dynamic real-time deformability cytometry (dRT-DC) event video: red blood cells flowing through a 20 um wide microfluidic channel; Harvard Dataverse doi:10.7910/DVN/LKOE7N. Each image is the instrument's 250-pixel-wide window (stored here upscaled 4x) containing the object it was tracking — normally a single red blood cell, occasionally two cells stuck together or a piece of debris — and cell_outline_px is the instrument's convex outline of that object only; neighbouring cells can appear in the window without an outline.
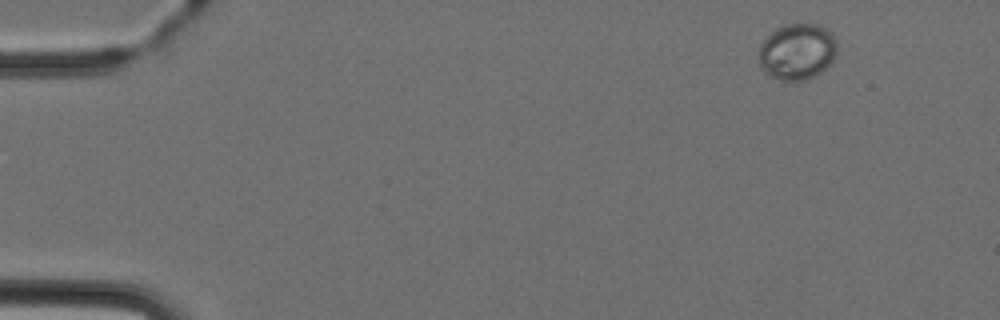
{"species": "Egyptian fruit bat (a non-hibernating species)", "species_latin": "Rousettus aegyptiacus", "temperature_condition": "cold", "stored_images_in_passage": 4, "camera_frame_rate_fps": 3000, "um_per_image_px": 0.085, "animal": {"sex": "female"}, "frame": {"image": 1, "passage_image": 1, "time_ms": 0.0, "image_size_px": [1000, 320], "cell_outline_px": [[836, 52], [832, 60], [820, 72], [804, 80], [780, 80], [764, 72], [760, 68], [760, 44], [776, 28], [784, 24], [816, 24], [832, 32], [836, 36]], "centroid_in_image_um": [67.76, 4.37], "position_along_channel_um": 17.2, "area_um2": 25.37}}